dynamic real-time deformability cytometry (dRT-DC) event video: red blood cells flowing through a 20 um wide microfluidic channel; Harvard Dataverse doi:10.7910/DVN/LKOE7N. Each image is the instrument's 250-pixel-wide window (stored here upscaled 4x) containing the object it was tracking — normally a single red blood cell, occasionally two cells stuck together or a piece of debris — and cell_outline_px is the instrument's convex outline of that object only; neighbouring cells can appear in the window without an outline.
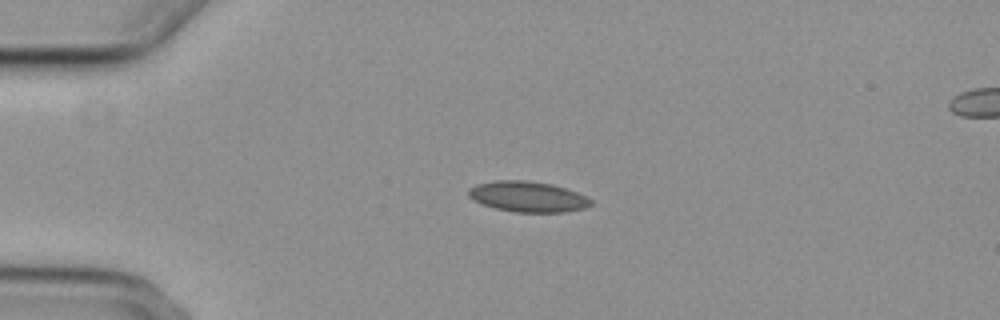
{"species": "common noctule bat (a hibernating species)", "species_latin": "Nyctalus noctula", "temperature_condition": "cold", "stored_images_in_passage": 5, "segment_of_instrument_passage": [1, 2], "camera_frame_rate_fps": 3000, "um_per_image_px": 0.085, "animal": {"sex": "female", "body_mass_g": 29.2, "forearm_length_mm": 56.3}, "frame": {"image": 1, "passage_image": 3, "time_ms": 2.333, "image_size_px": [1000, 320], "cell_outline_px": [[592, 204], [588, 208], [564, 212], [512, 212], [496, 208], [472, 200], [468, 196], [468, 188], [476, 184], [496, 180], [528, 180], [552, 184], [588, 196], [592, 200]], "centroid_in_image_um": [44.87, 16.71], "position_along_channel_um": 40.1, "area_um2": 22.02}}